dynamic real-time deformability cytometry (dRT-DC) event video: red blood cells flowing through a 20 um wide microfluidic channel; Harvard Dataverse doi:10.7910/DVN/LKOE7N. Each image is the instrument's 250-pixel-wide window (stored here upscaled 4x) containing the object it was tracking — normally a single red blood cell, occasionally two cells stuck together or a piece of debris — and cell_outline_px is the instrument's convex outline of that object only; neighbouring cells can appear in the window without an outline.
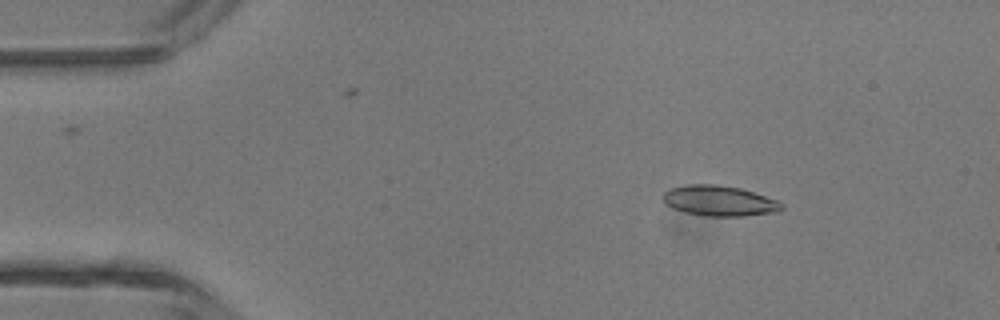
{"species": "common noctule bat (a hibernating species)", "species_latin": "Nyctalus noctula", "temperature_condition": "room temperature", "stored_images_in_passage": 3, "camera_frame_rate_fps": 3000, "um_per_image_px": 0.085, "animal": {"sex": "male", "body_mass_g": 13.3}, "frame": {"image": 1, "passage_image": 1, "time_ms": 0.0, "image_size_px": [1000, 320], "cell_outline_px": [[784, 208], [780, 212], [744, 216], [704, 216], [684, 212], [672, 208], [664, 204], [664, 192], [672, 188], [688, 184], [716, 184], [740, 188], [776, 200], [784, 204]], "centroid_in_image_um": [61.16, 17.08], "position_along_channel_um": 23.8, "area_um2": 21.1}}
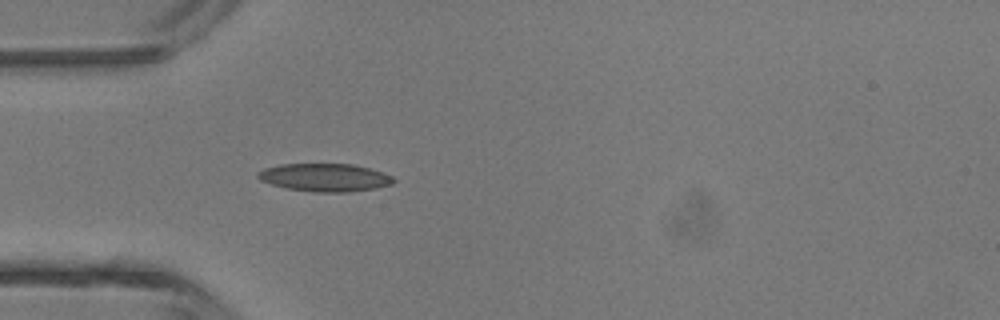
{"frame": {"image": 2, "passage_image": 3, "time_ms": 0.667, "image_size_px": [1000, 320], "cell_outline_px": [[396, 180], [392, 184], [376, 188], [348, 192], [312, 192], [288, 188], [272, 184], [260, 180], [256, 176], [264, 168], [280, 164], [352, 164], [368, 168], [392, 176]], "centroid_in_image_um": [27.62, 15.09], "position_along_channel_um": 57.4, "area_um2": 21.91}}